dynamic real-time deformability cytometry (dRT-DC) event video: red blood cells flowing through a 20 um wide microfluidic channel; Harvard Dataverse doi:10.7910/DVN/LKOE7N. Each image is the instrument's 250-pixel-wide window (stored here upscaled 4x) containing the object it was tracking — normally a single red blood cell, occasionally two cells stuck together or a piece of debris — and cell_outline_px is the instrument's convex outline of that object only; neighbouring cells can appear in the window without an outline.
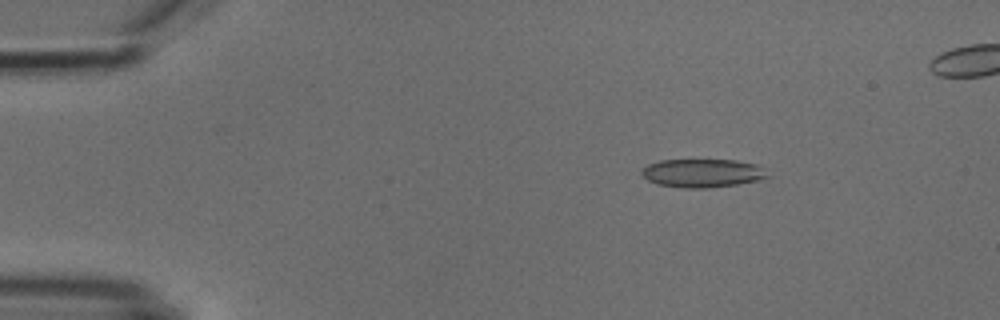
{"species": "common noctule bat (a hibernating species)", "species_latin": "Nyctalus noctula", "temperature_condition": "cold", "stored_images_in_passage": 5, "camera_frame_rate_fps": 3000, "um_per_image_px": 0.085, "animal": {"sex": "male", "body_mass_g": 18.8}, "frame": {"image": 1, "passage_image": 2, "time_ms": 1.0, "image_size_px": [1000, 320], "cell_outline_px": [[772, 176], [760, 180], [736, 184], [708, 188], [680, 188], [656, 184], [648, 180], [640, 172], [648, 164], [660, 160], [736, 160], [756, 164], [768, 168]], "centroid_in_image_um": [59.79, 14.71], "position_along_channel_um": 25.2, "area_um2": 21.21}}